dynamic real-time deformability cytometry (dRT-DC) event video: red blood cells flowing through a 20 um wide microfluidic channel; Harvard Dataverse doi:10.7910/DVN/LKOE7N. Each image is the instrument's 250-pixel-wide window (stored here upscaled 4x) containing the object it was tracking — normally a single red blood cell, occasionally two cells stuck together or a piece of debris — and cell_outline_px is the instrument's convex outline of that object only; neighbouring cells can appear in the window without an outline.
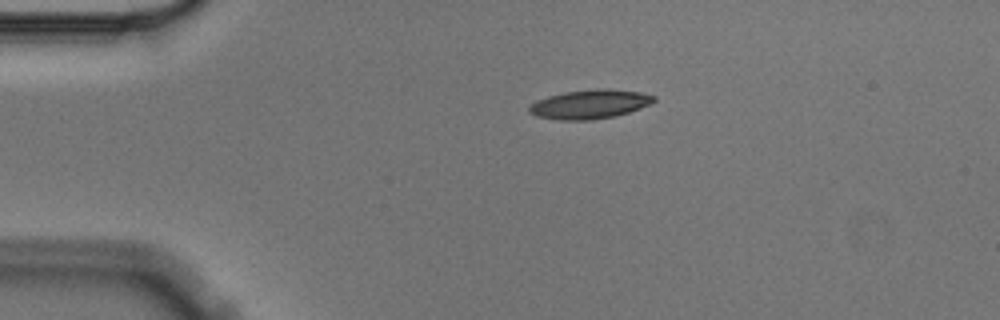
{"species": "Egyptian fruit bat (a non-hibernating species)", "species_latin": "Rousettus aegyptiacus", "temperature_condition": "cold", "stored_images_in_passage": 4, "camera_frame_rate_fps": 3000, "um_per_image_px": 0.085, "animal": {"sex": "male"}, "frame": {"image": 1, "passage_image": 1, "time_ms": 0.0, "image_size_px": [1000, 320], "cell_outline_px": [[656, 100], [652, 104], [616, 116], [592, 120], [560, 120], [536, 116], [528, 112], [528, 108], [536, 100], [548, 96], [564, 92], [596, 88], [608, 88], [640, 92], [656, 96]], "centroid_in_image_um": [50.15, 8.85], "position_along_channel_um": 34.8, "area_um2": 21.33}}
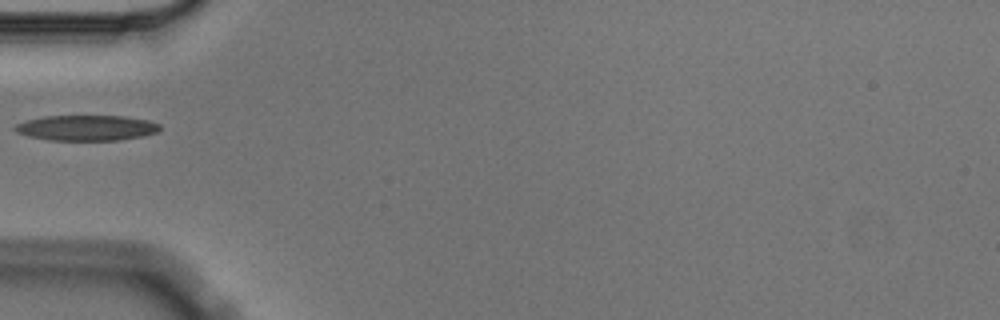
{"frame": {"image": 2, "passage_image": 3, "time_ms": 0.667, "image_size_px": [1000, 320], "cell_outline_px": [[160, 128], [156, 132], [144, 136], [120, 140], [48, 140], [28, 136], [16, 132], [12, 128], [16, 124], [28, 120], [44, 116], [124, 116], [148, 120], [160, 124]], "centroid_in_image_um": [7.35, 10.87], "position_along_channel_um": 77.7, "area_um2": 21.5}}
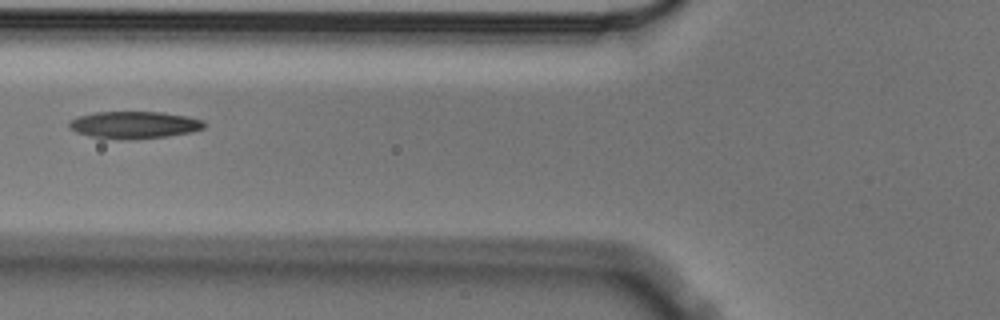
{"frame": {"image": 3, "passage_image": 4, "time_ms": 1.0, "image_size_px": [1000, 320], "cell_outline_px": [[204, 128], [192, 132], [168, 136], [120, 140], [88, 136], [76, 132], [68, 128], [68, 120], [80, 116], [96, 112], [160, 112], [184, 116], [204, 120]], "centroid_in_image_um": [11.36, 10.62], "position_along_channel_um": 114.4, "area_um2": 21.39}}